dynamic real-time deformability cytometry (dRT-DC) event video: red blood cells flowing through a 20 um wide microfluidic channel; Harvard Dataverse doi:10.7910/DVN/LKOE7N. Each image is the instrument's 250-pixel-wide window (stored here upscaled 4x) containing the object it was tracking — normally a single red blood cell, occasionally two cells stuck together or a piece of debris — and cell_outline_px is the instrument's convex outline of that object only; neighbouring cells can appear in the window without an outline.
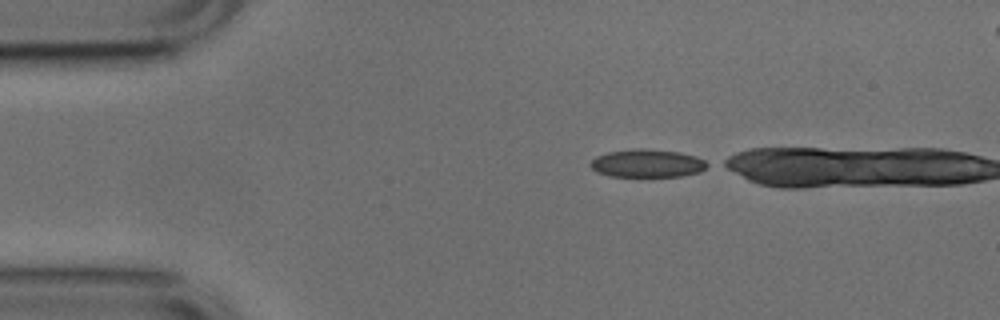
{"species": "common noctule bat (a hibernating species)", "species_latin": "Nyctalus noctula", "temperature_condition": "cold", "stored_images_in_passage": 3, "camera_frame_rate_fps": 3000, "um_per_image_px": 0.085, "animal": {"sex": "male", "body_mass_g": 17.9, "forearm_length_mm": 54.2}, "frame": {"image": 1, "passage_image": 1, "time_ms": 0.0, "image_size_px": [1000, 320], "cell_outline_px": [[712, 164], [700, 172], [680, 176], [608, 176], [596, 172], [588, 164], [596, 156], [608, 152], [636, 148], [644, 148], [680, 152], [696, 156]], "centroid_in_image_um": [55.03, 13.88], "position_along_channel_um": 30.0, "area_um2": 19.25}}